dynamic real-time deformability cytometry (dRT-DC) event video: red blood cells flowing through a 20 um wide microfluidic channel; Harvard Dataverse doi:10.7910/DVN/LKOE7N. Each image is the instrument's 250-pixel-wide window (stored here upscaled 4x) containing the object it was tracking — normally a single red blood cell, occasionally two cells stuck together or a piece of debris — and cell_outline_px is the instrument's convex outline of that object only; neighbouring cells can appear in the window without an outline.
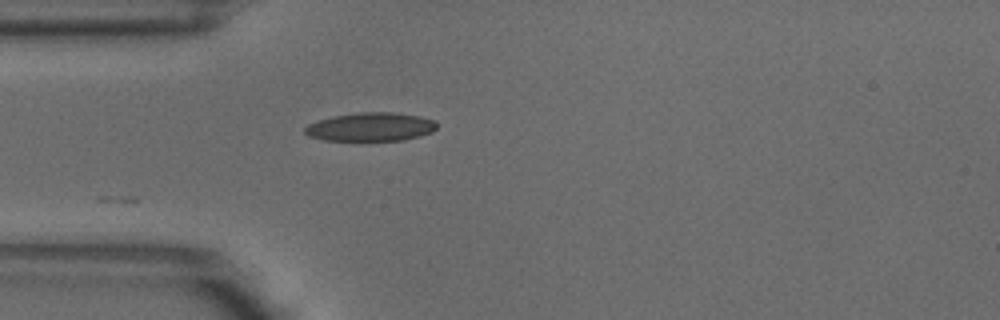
{"species": "common noctule bat (a hibernating species)", "species_latin": "Nyctalus noctula", "temperature_condition": "warm", "stored_images_in_passage": 2, "camera_frame_rate_fps": 3000, "um_per_image_px": 0.085, "animal": {"sex": "male", "body_mass_g": 18.8}, "frame": {"image": 1, "passage_image": 2, "time_ms": 0.333, "image_size_px": [1000, 320], "cell_outline_px": [[436, 128], [432, 132], [420, 136], [404, 140], [324, 140], [308, 136], [304, 132], [304, 128], [308, 124], [332, 116], [356, 112], [392, 112], [420, 116], [436, 120]], "centroid_in_image_um": [31.52, 10.78], "position_along_channel_um": 53.5, "area_um2": 22.02}}